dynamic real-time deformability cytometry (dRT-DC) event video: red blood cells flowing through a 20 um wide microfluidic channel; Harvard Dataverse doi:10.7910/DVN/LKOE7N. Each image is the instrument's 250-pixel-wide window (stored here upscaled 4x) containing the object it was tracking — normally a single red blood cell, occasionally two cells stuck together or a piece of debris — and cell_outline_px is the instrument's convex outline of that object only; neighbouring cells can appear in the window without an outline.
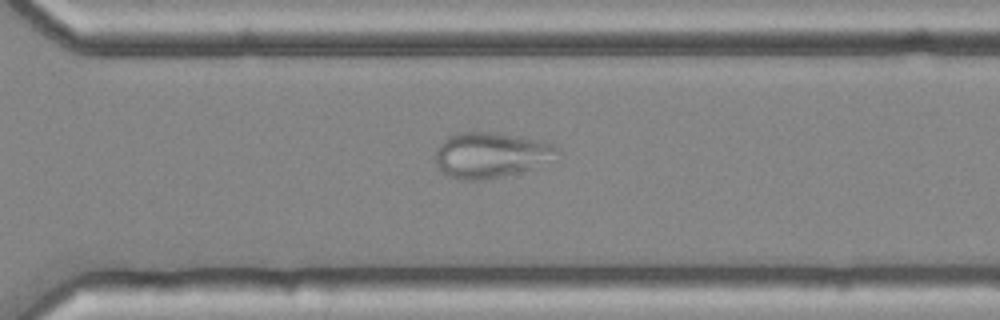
{"species": "common noctule bat (a hibernating species)", "species_latin": "Nyctalus noctula", "temperature_condition": "cold", "stored_images_in_passage": 52, "camera_frame_rate_fps": 3000, "um_per_image_px": 0.085, "animal": {"sex": "female", "body_mass_g": 25.1}, "frame": {"image": 1, "passage_image": 36, "time_ms": 11.667, "image_size_px": [1000, 320], "cell_outline_px": [[556, 148], [532, 168], [484, 180], [460, 180], [448, 176], [440, 172], [436, 164], [436, 152], [440, 144], [448, 136], [456, 132], [500, 132], [520, 136], [556, 144]], "centroid_in_image_um": [41.54, 13.15], "position_along_channel_um": 329.1, "area_um2": 31.44}}
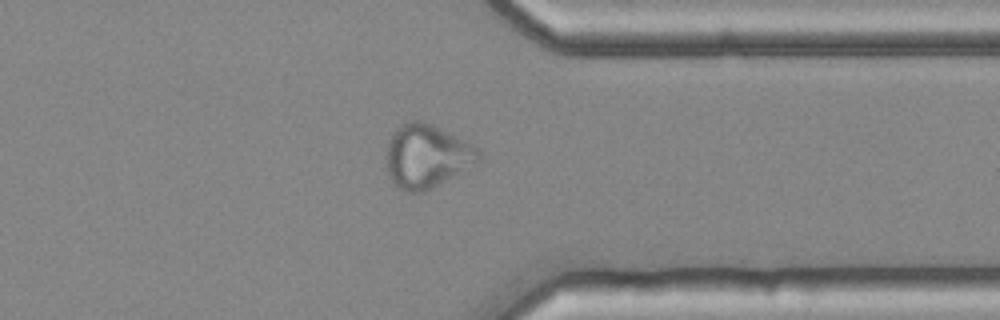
{"frame": {"image": 2, "passage_image": 40, "time_ms": 13.0, "image_size_px": [1000, 320], "cell_outline_px": [[480, 160], [424, 192], [408, 192], [400, 188], [388, 176], [388, 140], [400, 124], [412, 120], [424, 120], [480, 148]], "centroid_in_image_um": [36.27, 13.24], "position_along_channel_um": 375.1, "area_um2": 33.52}}
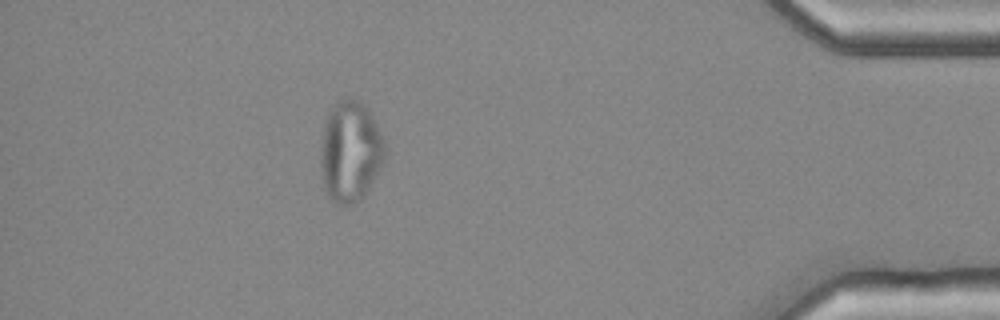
{"frame": {"image": 3, "passage_image": 46, "time_ms": 15.0, "image_size_px": [1000, 320], "cell_outline_px": [[388, 148], [384, 160], [380, 168], [368, 188], [356, 204], [336, 204], [328, 196], [324, 188], [320, 164], [320, 156], [324, 128], [328, 112], [340, 100], [348, 96], [360, 100], [368, 108]], "centroid_in_image_um": [29.79, 12.86], "position_along_channel_um": 405.4, "area_um2": 37.86}}